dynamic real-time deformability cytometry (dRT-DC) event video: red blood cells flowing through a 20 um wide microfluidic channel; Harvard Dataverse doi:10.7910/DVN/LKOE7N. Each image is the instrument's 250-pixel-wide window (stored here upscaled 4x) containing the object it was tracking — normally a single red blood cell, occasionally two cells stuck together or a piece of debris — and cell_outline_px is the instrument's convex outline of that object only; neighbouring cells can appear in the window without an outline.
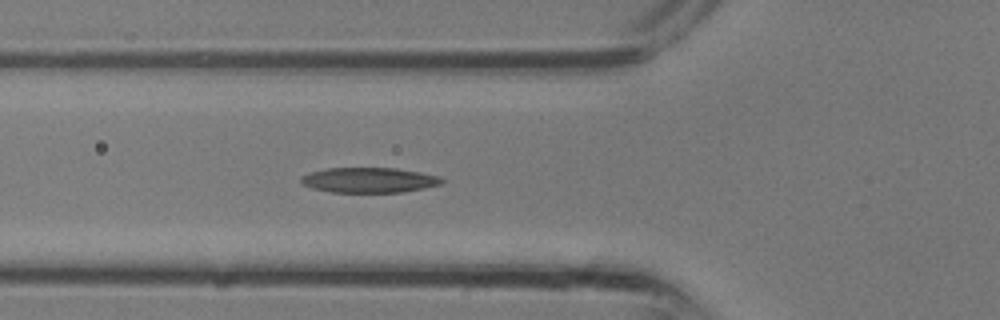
{"species": "common noctule bat (a hibernating species)", "species_latin": "Nyctalus noctula", "temperature_condition": "room temperature", "stored_images_in_passage": 8, "camera_frame_rate_fps": 3000, "um_per_image_px": 0.085, "animal": {"sex": "male", "body_mass_g": 13.3}, "frame": {"image": 1, "passage_image": 6, "time_ms": 1.667, "image_size_px": [1000, 320], "cell_outline_px": [[444, 180], [440, 184], [424, 188], [400, 192], [332, 192], [312, 188], [300, 184], [300, 176], [312, 172], [328, 168], [396, 168], [420, 172], [440, 176]], "centroid_in_image_um": [31.35, 15.3], "position_along_channel_um": 94.5, "area_um2": 20.58}}
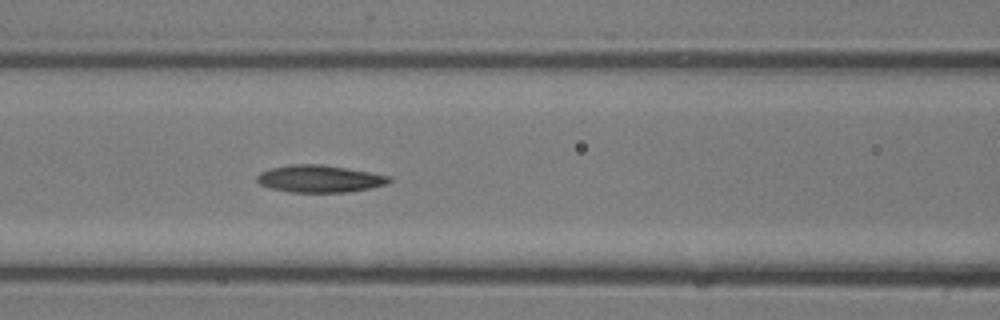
{"frame": {"image": 2, "passage_image": 8, "time_ms": 2.333, "image_size_px": [1000, 320], "cell_outline_px": [[392, 180], [388, 184], [348, 192], [292, 192], [272, 188], [260, 184], [256, 180], [256, 176], [260, 172], [268, 168], [288, 164], [320, 164], [348, 168], [392, 176]], "centroid_in_image_um": [27.17, 15.18], "position_along_channel_um": 139.4, "area_um2": 21.1}}